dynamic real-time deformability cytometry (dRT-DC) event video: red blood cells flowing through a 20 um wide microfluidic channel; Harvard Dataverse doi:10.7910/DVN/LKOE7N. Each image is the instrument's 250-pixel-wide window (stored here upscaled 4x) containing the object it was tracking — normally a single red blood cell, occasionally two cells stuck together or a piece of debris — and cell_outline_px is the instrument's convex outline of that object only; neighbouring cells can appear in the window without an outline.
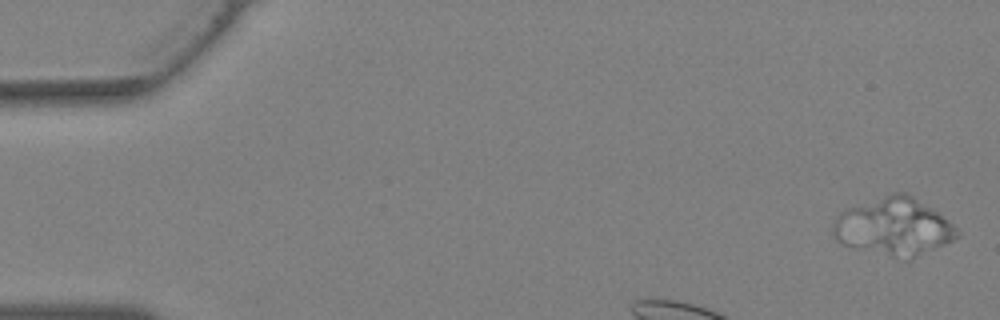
{"species": "Egyptian fruit bat (a non-hibernating species)", "species_latin": "Rousettus aegyptiacus", "temperature_condition": "warm", "stored_images_in_passage": 10, "camera_frame_rate_fps": 3000, "um_per_image_px": 0.085, "animal": {"sex": "female"}, "frame": {"image": 1, "passage_image": 1, "time_ms": 0.0, "image_size_px": [1000, 320], "cell_outline_px": [[960, 236], [944, 244], [932, 248], [892, 252], [844, 244], [836, 240], [832, 232], [832, 224], [836, 216], [840, 212], [848, 208], [892, 192], [908, 192], [932, 208], [952, 224], [960, 232]], "centroid_in_image_um": [75.93, 19.1], "position_along_channel_um": 9.1, "area_um2": 38.61}}